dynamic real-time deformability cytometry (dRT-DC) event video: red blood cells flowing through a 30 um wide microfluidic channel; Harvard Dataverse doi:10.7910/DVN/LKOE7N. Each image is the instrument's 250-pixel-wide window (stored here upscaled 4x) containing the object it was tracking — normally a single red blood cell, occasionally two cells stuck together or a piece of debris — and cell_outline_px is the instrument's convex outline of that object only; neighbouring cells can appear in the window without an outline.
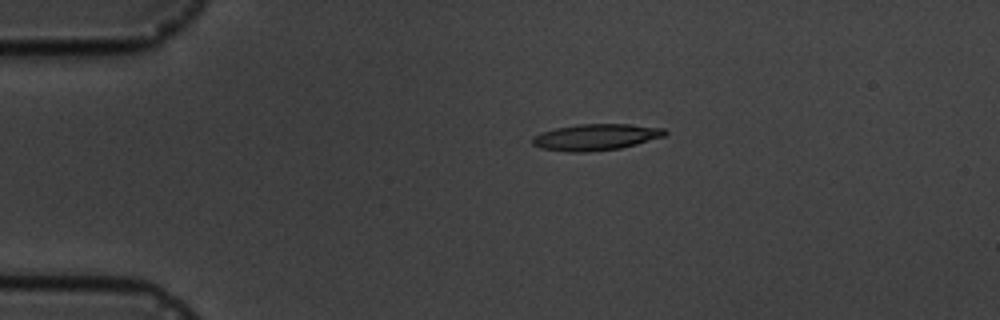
{"species": "common noctule bat (a hibernating species)", "species_latin": "Nyctalus noctula", "temperature_condition": "cold", "stored_images_in_passage": 14, "camera_frame_rate_fps": 3000, "um_per_image_px": 0.085, "animal": {"sex": "male", "body_mass_g": 19.5, "forearm_length_mm": 54.6}, "frame": {"image": 1, "passage_image": 1, "time_ms": 0.0, "image_size_px": [1000, 320], "cell_outline_px": [[668, 132], [664, 136], [636, 144], [620, 148], [588, 152], [568, 152], [540, 148], [532, 144], [532, 136], [556, 128], [580, 124], [628, 124], [664, 128]], "centroid_in_image_um": [50.64, 11.66], "position_along_channel_um": 34.4, "area_um2": 20.23}}
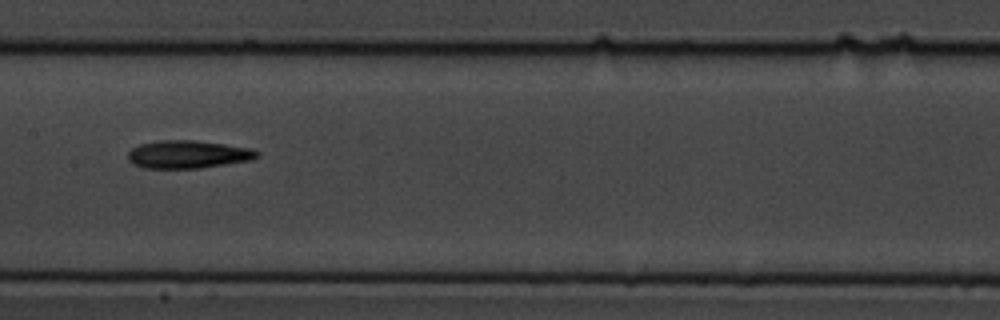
{"frame": {"image": 2, "passage_image": 6, "time_ms": 5.667, "image_size_px": [1000, 320], "cell_outline_px": [[260, 156], [252, 160], [200, 168], [144, 168], [132, 164], [128, 160], [128, 152], [132, 148], [140, 144], [160, 140], [192, 140], [224, 144], [252, 148], [260, 152]], "centroid_in_image_um": [15.99, 13.12], "position_along_channel_um": 191.4, "area_um2": 21.1}}
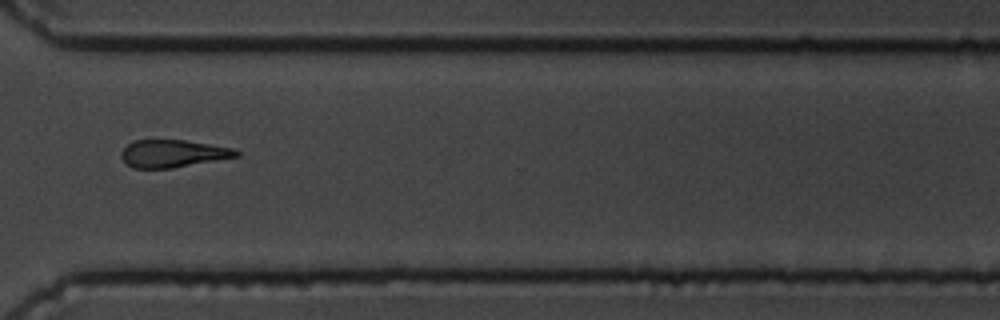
{"frame": {"image": 3, "passage_image": 10, "time_ms": 10.333, "image_size_px": [1000, 320], "cell_outline_px": [[240, 156], [172, 168], [132, 168], [120, 156], [120, 152], [128, 144], [136, 140], [184, 140], [232, 148], [240, 152]], "centroid_in_image_um": [14.69, 13.05], "position_along_channel_um": 355.9, "area_um2": 18.26}, "authors_computed_cell_mechanics": {"area_um2": 19.3341, "velocity_mm_per_s": 3.5358, "shape_relaxation_time_tau1_ms": 6.3924, "shape_relaxation_time_tau2_ms": null, "deformation_change_tau1": 0.1416, "deformation_change_tau2": null}}